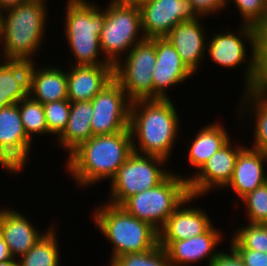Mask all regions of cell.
<instances>
[{"label":"cell","mask_w":267,"mask_h":266,"mask_svg":"<svg viewBox=\"0 0 267 266\" xmlns=\"http://www.w3.org/2000/svg\"><path fill=\"white\" fill-rule=\"evenodd\" d=\"M175 107L172 99L131 102L129 129L134 152L158 156L169 162L181 130L179 124H182Z\"/></svg>","instance_id":"cell-1"},{"label":"cell","mask_w":267,"mask_h":266,"mask_svg":"<svg viewBox=\"0 0 267 266\" xmlns=\"http://www.w3.org/2000/svg\"><path fill=\"white\" fill-rule=\"evenodd\" d=\"M133 152L130 130L92 136L68 155L66 169L78 188L112 179Z\"/></svg>","instance_id":"cell-2"},{"label":"cell","mask_w":267,"mask_h":266,"mask_svg":"<svg viewBox=\"0 0 267 266\" xmlns=\"http://www.w3.org/2000/svg\"><path fill=\"white\" fill-rule=\"evenodd\" d=\"M46 0H30L3 11L0 31L1 60L34 63L44 43L48 18ZM3 48V49H2ZM4 58V59H3Z\"/></svg>","instance_id":"cell-3"},{"label":"cell","mask_w":267,"mask_h":266,"mask_svg":"<svg viewBox=\"0 0 267 266\" xmlns=\"http://www.w3.org/2000/svg\"><path fill=\"white\" fill-rule=\"evenodd\" d=\"M64 36L76 66L112 65L102 53L100 35L105 21L103 9L89 0H67ZM100 56L104 57L100 59Z\"/></svg>","instance_id":"cell-4"},{"label":"cell","mask_w":267,"mask_h":266,"mask_svg":"<svg viewBox=\"0 0 267 266\" xmlns=\"http://www.w3.org/2000/svg\"><path fill=\"white\" fill-rule=\"evenodd\" d=\"M93 215L95 227L112 244L110 262L117 256L145 252L159 244L158 230L121 206L101 203Z\"/></svg>","instance_id":"cell-5"},{"label":"cell","mask_w":267,"mask_h":266,"mask_svg":"<svg viewBox=\"0 0 267 266\" xmlns=\"http://www.w3.org/2000/svg\"><path fill=\"white\" fill-rule=\"evenodd\" d=\"M190 196L186 177L171 172L160 184L127 198L120 206L158 231Z\"/></svg>","instance_id":"cell-6"},{"label":"cell","mask_w":267,"mask_h":266,"mask_svg":"<svg viewBox=\"0 0 267 266\" xmlns=\"http://www.w3.org/2000/svg\"><path fill=\"white\" fill-rule=\"evenodd\" d=\"M239 26L237 32L226 30V33L225 31H218L215 35L213 34V37L207 41L206 55L214 63L219 66L221 65L220 67L222 68L237 69V67H241V64H243L245 82L242 89H256L258 29L244 24ZM245 41L250 45L251 49V54L248 58V47L245 46Z\"/></svg>","instance_id":"cell-7"},{"label":"cell","mask_w":267,"mask_h":266,"mask_svg":"<svg viewBox=\"0 0 267 266\" xmlns=\"http://www.w3.org/2000/svg\"><path fill=\"white\" fill-rule=\"evenodd\" d=\"M141 31L139 8L110 0L105 7V21L99 37L105 58L114 66L134 45L145 39Z\"/></svg>","instance_id":"cell-8"},{"label":"cell","mask_w":267,"mask_h":266,"mask_svg":"<svg viewBox=\"0 0 267 266\" xmlns=\"http://www.w3.org/2000/svg\"><path fill=\"white\" fill-rule=\"evenodd\" d=\"M167 160L132 152L111 179L109 204L120 206L127 198L160 184L170 173ZM165 166V169L163 168Z\"/></svg>","instance_id":"cell-9"},{"label":"cell","mask_w":267,"mask_h":266,"mask_svg":"<svg viewBox=\"0 0 267 266\" xmlns=\"http://www.w3.org/2000/svg\"><path fill=\"white\" fill-rule=\"evenodd\" d=\"M124 58L114 65V79L126 92L127 98L131 102L153 99L156 38H145L134 45Z\"/></svg>","instance_id":"cell-10"},{"label":"cell","mask_w":267,"mask_h":266,"mask_svg":"<svg viewBox=\"0 0 267 266\" xmlns=\"http://www.w3.org/2000/svg\"><path fill=\"white\" fill-rule=\"evenodd\" d=\"M93 136L109 135L129 129L131 101L113 78L92 100Z\"/></svg>","instance_id":"cell-11"},{"label":"cell","mask_w":267,"mask_h":266,"mask_svg":"<svg viewBox=\"0 0 267 266\" xmlns=\"http://www.w3.org/2000/svg\"><path fill=\"white\" fill-rule=\"evenodd\" d=\"M33 141L27 136L18 103L0 109V163L14 176L26 168Z\"/></svg>","instance_id":"cell-12"},{"label":"cell","mask_w":267,"mask_h":266,"mask_svg":"<svg viewBox=\"0 0 267 266\" xmlns=\"http://www.w3.org/2000/svg\"><path fill=\"white\" fill-rule=\"evenodd\" d=\"M232 144L236 143H232L230 139L195 172L196 174L186 176L190 195L202 197L212 192L213 188H218L219 191L225 189L232 179L238 154L244 148L239 142L235 146Z\"/></svg>","instance_id":"cell-13"},{"label":"cell","mask_w":267,"mask_h":266,"mask_svg":"<svg viewBox=\"0 0 267 266\" xmlns=\"http://www.w3.org/2000/svg\"><path fill=\"white\" fill-rule=\"evenodd\" d=\"M139 10L146 39L164 38L180 22L200 17L189 0H153Z\"/></svg>","instance_id":"cell-14"},{"label":"cell","mask_w":267,"mask_h":266,"mask_svg":"<svg viewBox=\"0 0 267 266\" xmlns=\"http://www.w3.org/2000/svg\"><path fill=\"white\" fill-rule=\"evenodd\" d=\"M197 196H188L170 215L159 232V245L164 249L173 241L185 240L205 233L212 225L204 209L189 206Z\"/></svg>","instance_id":"cell-15"},{"label":"cell","mask_w":267,"mask_h":266,"mask_svg":"<svg viewBox=\"0 0 267 266\" xmlns=\"http://www.w3.org/2000/svg\"><path fill=\"white\" fill-rule=\"evenodd\" d=\"M193 75L169 40L165 37L156 38V63L152 74L153 99H170L167 90L191 79Z\"/></svg>","instance_id":"cell-16"},{"label":"cell","mask_w":267,"mask_h":266,"mask_svg":"<svg viewBox=\"0 0 267 266\" xmlns=\"http://www.w3.org/2000/svg\"><path fill=\"white\" fill-rule=\"evenodd\" d=\"M200 16L192 21H183L174 26L165 37L173 45L183 63L195 75L205 57L207 47L206 31ZM207 37V38H206Z\"/></svg>","instance_id":"cell-17"},{"label":"cell","mask_w":267,"mask_h":266,"mask_svg":"<svg viewBox=\"0 0 267 266\" xmlns=\"http://www.w3.org/2000/svg\"><path fill=\"white\" fill-rule=\"evenodd\" d=\"M34 224L15 208L1 207L0 233L13 258L19 259L25 255L51 228L49 226L41 233Z\"/></svg>","instance_id":"cell-18"},{"label":"cell","mask_w":267,"mask_h":266,"mask_svg":"<svg viewBox=\"0 0 267 266\" xmlns=\"http://www.w3.org/2000/svg\"><path fill=\"white\" fill-rule=\"evenodd\" d=\"M214 226L212 225L202 235L171 242L165 250L172 266L193 265L207 260L208 257L207 266H209L220 252L217 245L224 240L223 233Z\"/></svg>","instance_id":"cell-19"},{"label":"cell","mask_w":267,"mask_h":266,"mask_svg":"<svg viewBox=\"0 0 267 266\" xmlns=\"http://www.w3.org/2000/svg\"><path fill=\"white\" fill-rule=\"evenodd\" d=\"M67 69V92L70 102L91 101L114 78L113 65L70 64V68Z\"/></svg>","instance_id":"cell-20"},{"label":"cell","mask_w":267,"mask_h":266,"mask_svg":"<svg viewBox=\"0 0 267 266\" xmlns=\"http://www.w3.org/2000/svg\"><path fill=\"white\" fill-rule=\"evenodd\" d=\"M266 162V152L245 146L238 154L232 179L225 188H231L238 198H243L267 182Z\"/></svg>","instance_id":"cell-21"},{"label":"cell","mask_w":267,"mask_h":266,"mask_svg":"<svg viewBox=\"0 0 267 266\" xmlns=\"http://www.w3.org/2000/svg\"><path fill=\"white\" fill-rule=\"evenodd\" d=\"M38 65L35 62L30 64L29 95L41 104L68 99L67 70L53 65L43 68Z\"/></svg>","instance_id":"cell-22"},{"label":"cell","mask_w":267,"mask_h":266,"mask_svg":"<svg viewBox=\"0 0 267 266\" xmlns=\"http://www.w3.org/2000/svg\"><path fill=\"white\" fill-rule=\"evenodd\" d=\"M0 109L19 103L29 95V62L1 61Z\"/></svg>","instance_id":"cell-23"},{"label":"cell","mask_w":267,"mask_h":266,"mask_svg":"<svg viewBox=\"0 0 267 266\" xmlns=\"http://www.w3.org/2000/svg\"><path fill=\"white\" fill-rule=\"evenodd\" d=\"M93 107L91 101L71 102L69 120L63 132L57 137L58 147L65 149L68 155L92 136L91 117Z\"/></svg>","instance_id":"cell-24"},{"label":"cell","mask_w":267,"mask_h":266,"mask_svg":"<svg viewBox=\"0 0 267 266\" xmlns=\"http://www.w3.org/2000/svg\"><path fill=\"white\" fill-rule=\"evenodd\" d=\"M243 91L244 93L241 95V100L238 101L240 102V108H238L239 110L237 109V115L241 118H244V116H246L245 114H247L248 117H251L250 121L253 120L254 141L250 148L267 153V91L258 89H249Z\"/></svg>","instance_id":"cell-25"},{"label":"cell","mask_w":267,"mask_h":266,"mask_svg":"<svg viewBox=\"0 0 267 266\" xmlns=\"http://www.w3.org/2000/svg\"><path fill=\"white\" fill-rule=\"evenodd\" d=\"M194 133L195 137L192 138L190 147L188 148V162L190 167L199 170L203 164L223 145H225L231 136L225 130L222 123L213 122L205 125L201 130Z\"/></svg>","instance_id":"cell-26"},{"label":"cell","mask_w":267,"mask_h":266,"mask_svg":"<svg viewBox=\"0 0 267 266\" xmlns=\"http://www.w3.org/2000/svg\"><path fill=\"white\" fill-rule=\"evenodd\" d=\"M39 241L18 259L19 266H60V248L57 229L53 225Z\"/></svg>","instance_id":"cell-27"},{"label":"cell","mask_w":267,"mask_h":266,"mask_svg":"<svg viewBox=\"0 0 267 266\" xmlns=\"http://www.w3.org/2000/svg\"><path fill=\"white\" fill-rule=\"evenodd\" d=\"M18 106L24 130L31 140L34 135L48 134L44 108L39 101L28 95L18 103Z\"/></svg>","instance_id":"cell-28"},{"label":"cell","mask_w":267,"mask_h":266,"mask_svg":"<svg viewBox=\"0 0 267 266\" xmlns=\"http://www.w3.org/2000/svg\"><path fill=\"white\" fill-rule=\"evenodd\" d=\"M109 263L111 266H172L166 250L159 244L145 252L117 256Z\"/></svg>","instance_id":"cell-29"},{"label":"cell","mask_w":267,"mask_h":266,"mask_svg":"<svg viewBox=\"0 0 267 266\" xmlns=\"http://www.w3.org/2000/svg\"><path fill=\"white\" fill-rule=\"evenodd\" d=\"M232 236L244 247L267 253V224L248 223L234 230Z\"/></svg>","instance_id":"cell-30"},{"label":"cell","mask_w":267,"mask_h":266,"mask_svg":"<svg viewBox=\"0 0 267 266\" xmlns=\"http://www.w3.org/2000/svg\"><path fill=\"white\" fill-rule=\"evenodd\" d=\"M230 1L227 0V4ZM232 2L242 17L241 24L255 27L258 30L267 27V4L265 0H232Z\"/></svg>","instance_id":"cell-31"},{"label":"cell","mask_w":267,"mask_h":266,"mask_svg":"<svg viewBox=\"0 0 267 266\" xmlns=\"http://www.w3.org/2000/svg\"><path fill=\"white\" fill-rule=\"evenodd\" d=\"M48 127V135L57 138L65 129L69 120L71 102L69 99L42 104Z\"/></svg>","instance_id":"cell-32"},{"label":"cell","mask_w":267,"mask_h":266,"mask_svg":"<svg viewBox=\"0 0 267 266\" xmlns=\"http://www.w3.org/2000/svg\"><path fill=\"white\" fill-rule=\"evenodd\" d=\"M243 201L248 223L267 224V182L248 193Z\"/></svg>","instance_id":"cell-33"},{"label":"cell","mask_w":267,"mask_h":266,"mask_svg":"<svg viewBox=\"0 0 267 266\" xmlns=\"http://www.w3.org/2000/svg\"><path fill=\"white\" fill-rule=\"evenodd\" d=\"M256 89L267 91V27L258 30Z\"/></svg>","instance_id":"cell-34"},{"label":"cell","mask_w":267,"mask_h":266,"mask_svg":"<svg viewBox=\"0 0 267 266\" xmlns=\"http://www.w3.org/2000/svg\"><path fill=\"white\" fill-rule=\"evenodd\" d=\"M241 257L245 266H267V253L244 248L233 236L229 242Z\"/></svg>","instance_id":"cell-35"},{"label":"cell","mask_w":267,"mask_h":266,"mask_svg":"<svg viewBox=\"0 0 267 266\" xmlns=\"http://www.w3.org/2000/svg\"><path fill=\"white\" fill-rule=\"evenodd\" d=\"M193 9L199 16L209 17L211 14L221 12L227 7V0H189Z\"/></svg>","instance_id":"cell-36"},{"label":"cell","mask_w":267,"mask_h":266,"mask_svg":"<svg viewBox=\"0 0 267 266\" xmlns=\"http://www.w3.org/2000/svg\"><path fill=\"white\" fill-rule=\"evenodd\" d=\"M230 252L220 251L209 266H245L238 253L231 247Z\"/></svg>","instance_id":"cell-37"},{"label":"cell","mask_w":267,"mask_h":266,"mask_svg":"<svg viewBox=\"0 0 267 266\" xmlns=\"http://www.w3.org/2000/svg\"><path fill=\"white\" fill-rule=\"evenodd\" d=\"M28 1L30 0H0V9L5 11Z\"/></svg>","instance_id":"cell-38"},{"label":"cell","mask_w":267,"mask_h":266,"mask_svg":"<svg viewBox=\"0 0 267 266\" xmlns=\"http://www.w3.org/2000/svg\"><path fill=\"white\" fill-rule=\"evenodd\" d=\"M12 256L9 252L8 246L5 243L1 233H0V262L5 261L7 259H11Z\"/></svg>","instance_id":"cell-39"},{"label":"cell","mask_w":267,"mask_h":266,"mask_svg":"<svg viewBox=\"0 0 267 266\" xmlns=\"http://www.w3.org/2000/svg\"><path fill=\"white\" fill-rule=\"evenodd\" d=\"M127 4H130L136 8H141L142 6L151 3L153 0H118Z\"/></svg>","instance_id":"cell-40"},{"label":"cell","mask_w":267,"mask_h":266,"mask_svg":"<svg viewBox=\"0 0 267 266\" xmlns=\"http://www.w3.org/2000/svg\"><path fill=\"white\" fill-rule=\"evenodd\" d=\"M0 266H19V262L18 259L12 257L11 259L0 262Z\"/></svg>","instance_id":"cell-41"},{"label":"cell","mask_w":267,"mask_h":266,"mask_svg":"<svg viewBox=\"0 0 267 266\" xmlns=\"http://www.w3.org/2000/svg\"><path fill=\"white\" fill-rule=\"evenodd\" d=\"M2 14H3V11L0 9V31H1V23H2Z\"/></svg>","instance_id":"cell-42"}]
</instances>
